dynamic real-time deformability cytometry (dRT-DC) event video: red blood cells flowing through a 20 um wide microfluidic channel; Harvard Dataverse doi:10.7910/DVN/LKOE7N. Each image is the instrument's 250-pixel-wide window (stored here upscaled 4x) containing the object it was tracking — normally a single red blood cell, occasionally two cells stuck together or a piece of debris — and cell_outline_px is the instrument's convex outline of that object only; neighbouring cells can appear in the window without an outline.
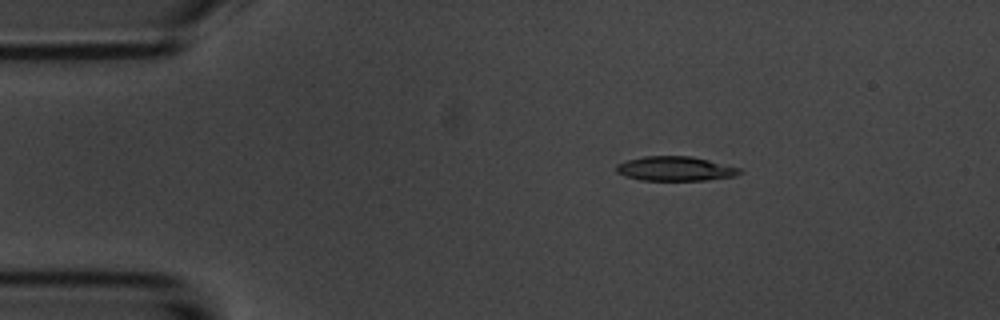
{"species": "common noctule bat (a hibernating species)", "species_latin": "Nyctalus noctula", "temperature_condition": "room temperature", "stored_images_in_passage": 4, "camera_frame_rate_fps": 3000, "um_per_image_px": 0.085, "animal": {"sex": "male", "body_mass_g": 20.1, "forearm_length_mm": 53.5}, "frame": {"image": 1, "passage_image": 2, "time_ms": 1.333, "image_size_px": [1000, 320], "cell_outline_px": [[740, 172], [736, 176], [704, 180], [640, 180], [624, 176], [616, 172], [616, 164], [628, 160], [644, 156], [692, 156], [740, 168]], "centroid_in_image_um": [57.35, 14.34], "position_along_channel_um": 27.6, "area_um2": 17.46}}